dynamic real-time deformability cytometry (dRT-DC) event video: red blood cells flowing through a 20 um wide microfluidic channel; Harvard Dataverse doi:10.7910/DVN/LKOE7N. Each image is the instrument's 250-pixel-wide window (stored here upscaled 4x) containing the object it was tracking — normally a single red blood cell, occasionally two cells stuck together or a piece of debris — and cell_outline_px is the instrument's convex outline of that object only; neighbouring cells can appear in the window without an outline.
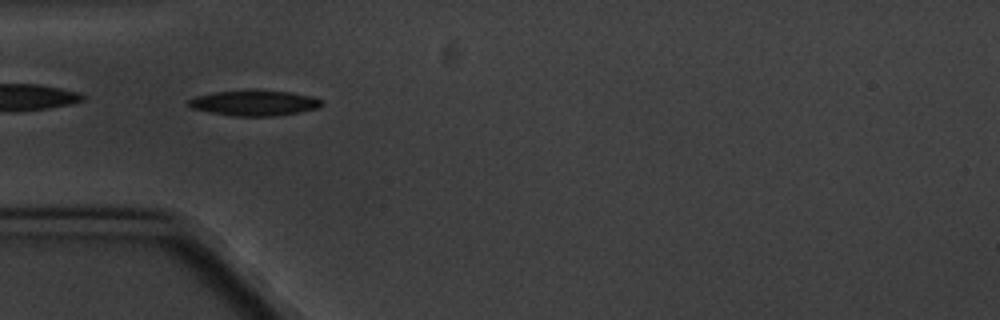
{"species": "common noctule bat (a hibernating species)", "species_latin": "Nyctalus noctula", "temperature_condition": "cold", "stored_images_in_passage": 6, "camera_frame_rate_fps": 3000, "um_per_image_px": 0.085, "animal": {"sex": "male", "body_mass_g": 20.1, "forearm_length_mm": 53.5}, "frame": {"image": 1, "passage_image": 5, "time_ms": 4.667, "image_size_px": [1000, 320], "cell_outline_px": [[324, 104], [320, 108], [300, 112], [272, 116], [236, 116], [208, 112], [192, 108], [188, 104], [188, 100], [192, 96], [212, 92], [256, 88], [292, 92], [312, 96], [320, 100]], "centroid_in_image_um": [21.61, 8.72], "position_along_channel_um": 63.4, "area_um2": 20.4}}